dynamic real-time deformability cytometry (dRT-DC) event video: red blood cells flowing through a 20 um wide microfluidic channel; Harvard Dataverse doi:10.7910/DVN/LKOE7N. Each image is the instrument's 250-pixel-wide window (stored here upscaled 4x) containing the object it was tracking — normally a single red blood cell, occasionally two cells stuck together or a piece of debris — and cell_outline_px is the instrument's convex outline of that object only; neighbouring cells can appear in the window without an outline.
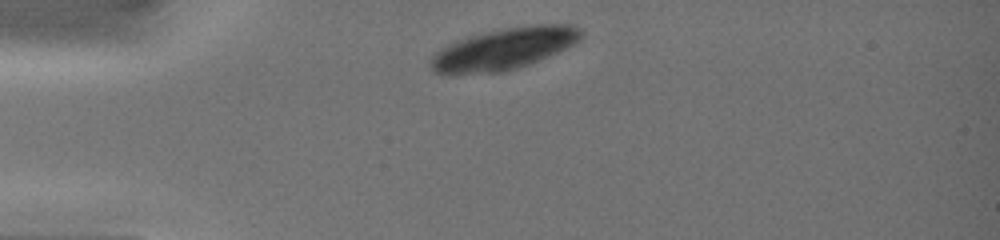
{"species": "common noctule bat (a hibernating species)", "species_latin": "Nyctalus noctula", "temperature_condition": "warm", "stored_images_in_passage": 6, "camera_frame_rate_fps": 3000, "um_per_image_px": 0.085, "animal": {"sex": "female", "body_mass_g": 19.0, "forearm_length_mm": 51.5}, "frame": {"image": 1, "passage_image": 1, "time_ms": 0.0, "image_size_px": [1000, 240], "cell_outline_px": [[584, 36], [580, 40], [548, 56], [528, 64], [504, 72], [456, 76], [448, 76], [436, 72], [432, 68], [428, 60], [440, 48], [456, 40], [480, 32], [504, 28], [532, 24], [572, 24], [580, 28], [584, 32]], "centroid_in_image_um": [42.78, 4.16], "position_along_channel_um": 42.2, "area_um2": 37.22}}